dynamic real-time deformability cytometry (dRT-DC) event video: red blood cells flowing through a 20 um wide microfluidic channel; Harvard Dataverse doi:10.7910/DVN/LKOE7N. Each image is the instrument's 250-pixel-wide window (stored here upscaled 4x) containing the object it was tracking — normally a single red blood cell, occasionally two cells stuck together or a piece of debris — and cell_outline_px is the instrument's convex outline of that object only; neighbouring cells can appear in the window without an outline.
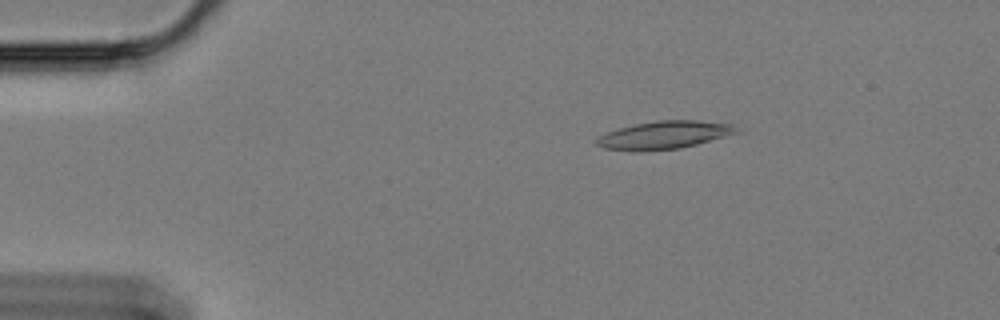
{"species": "Egyptian fruit bat (a non-hibernating species)", "species_latin": "Rousettus aegyptiacus", "temperature_condition": "cold", "stored_images_in_passage": 60, "camera_frame_rate_fps": 3000, "um_per_image_px": 0.085, "animal": {"sex": "female"}, "frame": {"image": 1, "passage_image": 11, "time_ms": 3.333, "image_size_px": [1000, 320], "cell_outline_px": [[740, 132], [696, 144], [680, 148], [644, 152], [636, 152], [604, 148], [596, 144], [596, 140], [600, 136], [608, 132], [620, 128], [636, 124], [656, 120], [696, 120], [732, 124]], "centroid_in_image_um": [56.44, 11.49], "position_along_channel_um": 28.6, "area_um2": 22.66}}
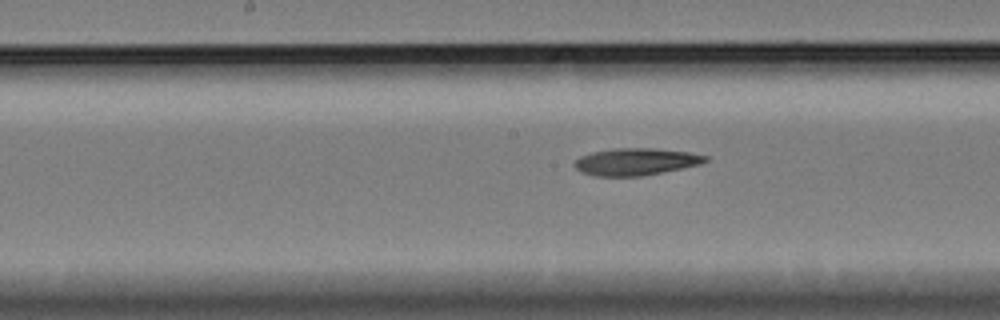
{"frame": {"image": 2, "passage_image": 31, "time_ms": 10.0, "image_size_px": [1000, 320], "cell_outline_px": [[708, 160], [700, 164], [640, 176], [596, 176], [584, 172], [576, 168], [572, 164], [580, 156], [592, 152], [612, 148], [656, 148], [688, 152], [708, 156]], "centroid_in_image_um": [54.02, 13.73], "position_along_channel_um": 194.2, "area_um2": 20.46}}
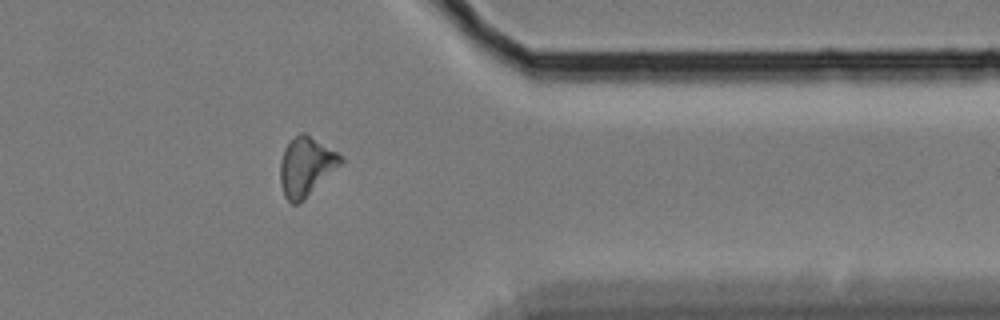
{"frame": {"image": 3, "passage_image": 49, "time_ms": 16.0, "image_size_px": [1000, 320], "cell_outline_px": [[344, 164], [296, 204], [292, 204], [284, 196], [280, 184], [280, 160], [284, 148], [300, 132], [304, 132], [336, 152], [344, 160]], "centroid_in_image_um": [26.01, 14.15], "position_along_channel_um": 385.4, "area_um2": 20.46}, "authors_computed_cell_mechanics": {"area_um2": 20.808, "velocity_mm_per_s": 3.3673, "shape_relaxation_time_tau1_ms": null, "shape_relaxation_time_tau2_ms": 6.09, "deformation_change_tau1": null, "deformation_change_tau2": 0.1698}}